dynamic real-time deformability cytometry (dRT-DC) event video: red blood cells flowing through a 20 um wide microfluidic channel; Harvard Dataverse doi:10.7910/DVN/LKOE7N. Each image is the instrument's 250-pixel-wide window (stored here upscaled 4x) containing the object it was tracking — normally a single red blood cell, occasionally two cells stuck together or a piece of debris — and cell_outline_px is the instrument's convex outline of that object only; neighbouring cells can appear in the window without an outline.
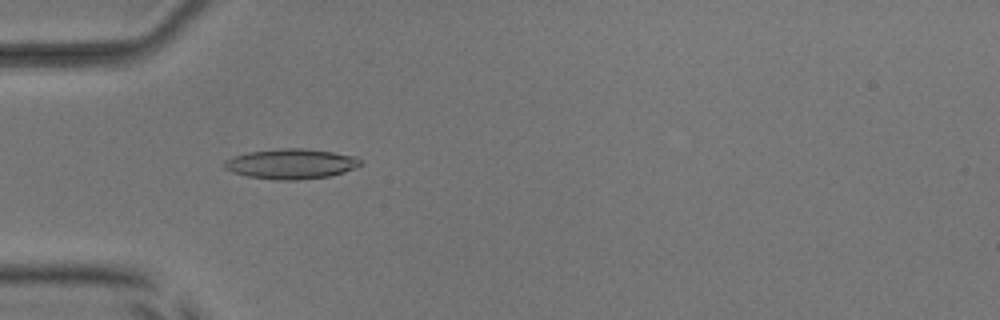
{"species": "common noctule bat (a hibernating species)", "species_latin": "Nyctalus noctula", "temperature_condition": "room temperature", "stored_images_in_passage": 54, "camera_frame_rate_fps": 3000, "um_per_image_px": 0.085, "animal": {"sex": "male", "body_mass_g": 17.9, "forearm_length_mm": 54.2}, "frame": {"image": 1, "passage_image": 17, "time_ms": 5.333, "image_size_px": [1000, 320], "cell_outline_px": [[360, 164], [356, 168], [344, 172], [328, 176], [296, 180], [276, 180], [248, 176], [232, 172], [224, 168], [224, 160], [232, 156], [248, 152], [280, 148], [304, 148], [332, 152], [356, 156], [360, 160]], "centroid_in_image_um": [24.71, 13.92], "position_along_channel_um": 60.3, "area_um2": 23.87}}
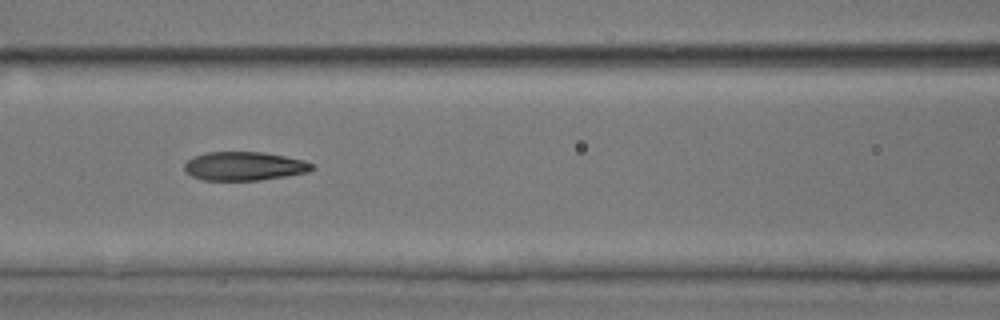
{"frame": {"image": 2, "passage_image": 24, "time_ms": 7.667, "image_size_px": [1000, 320], "cell_outline_px": [[316, 168], [308, 172], [260, 180], [204, 180], [192, 176], [184, 168], [184, 164], [192, 156], [208, 152], [264, 152], [304, 160], [316, 164]], "centroid_in_image_um": [20.8, 14.11], "position_along_channel_um": 145.8, "area_um2": 21.39}}
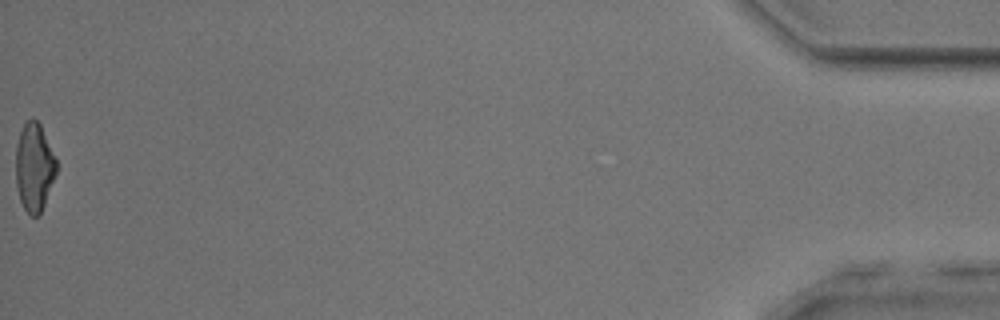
{"frame": {"image": 3, "passage_image": 54, "time_ms": 17.667, "image_size_px": [1000, 320], "cell_outline_px": [[56, 172], [44, 204], [40, 212], [36, 216], [32, 216], [24, 208], [20, 200], [16, 184], [16, 144], [20, 132], [24, 124], [32, 116], [40, 124], [56, 160]], "centroid_in_image_um": [2.89, 14.18], "position_along_channel_um": 432.3, "area_um2": 20.46}, "authors_computed_cell_mechanics": {"area_um2": 22.0218, "velocity_mm_per_s": 3.85, "shape_relaxation_time_tau1_ms": 7.5884, "shape_relaxation_time_tau2_ms": 2.0099, "deformation_change_tau1": 0.2144, "deformation_change_tau2": 0.0945}}